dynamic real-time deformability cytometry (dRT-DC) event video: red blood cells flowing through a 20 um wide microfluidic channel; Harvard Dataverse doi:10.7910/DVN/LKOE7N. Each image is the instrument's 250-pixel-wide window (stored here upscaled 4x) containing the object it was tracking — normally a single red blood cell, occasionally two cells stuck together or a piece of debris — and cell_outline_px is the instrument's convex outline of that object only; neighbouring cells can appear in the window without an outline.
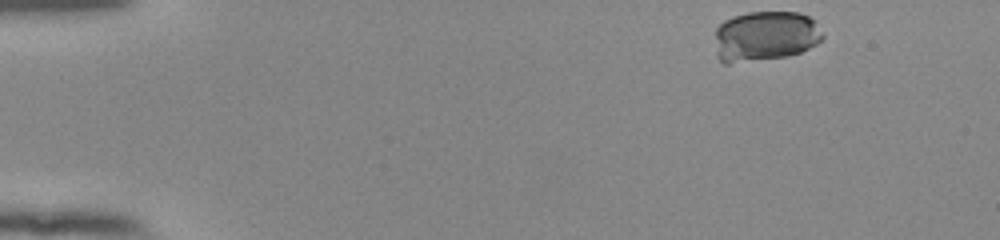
{"species": "human", "species_latin": "Homo sapiens", "temperature_condition": "room temperature", "stored_images_in_passage": 48, "camera_frame_rate_fps": 3000, "um_per_image_px": 0.085, "donor": {"sex": "female"}, "frame": {"image": 1, "passage_image": 1, "time_ms": 0.0, "image_size_px": [1000, 240], "cell_outline_px": [[824, 36], [816, 44], [800, 52], [788, 56], [728, 64], [724, 64], [720, 60], [716, 52], [716, 28], [724, 20], [732, 16], [748, 12], [796, 12], [808, 16], [812, 20]], "centroid_in_image_um": [65.0, 3.07], "position_along_channel_um": 20.0, "area_um2": 31.44}}
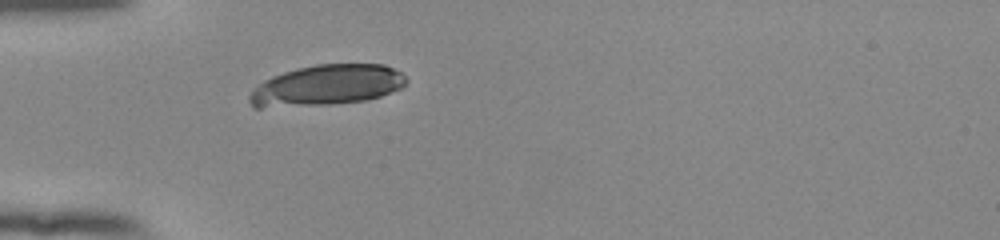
{"frame": {"image": 2, "passage_image": 12, "time_ms": 3.667, "image_size_px": [1000, 240], "cell_outline_px": [[408, 80], [400, 88], [380, 96], [368, 100], [332, 104], [260, 108], [252, 108], [248, 100], [248, 96], [252, 88], [264, 80], [272, 76], [284, 72], [316, 64], [384, 64], [400, 72]], "centroid_in_image_um": [27.71, 7.26], "position_along_channel_um": 57.3, "area_um2": 37.28}}
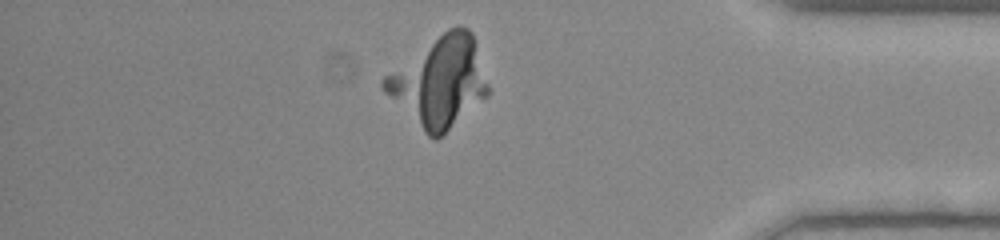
{"frame": {"image": 3, "passage_image": 41, "time_ms": 13.333, "image_size_px": [1000, 240], "cell_outline_px": [[488, 96], [436, 140], [432, 140], [380, 88], [380, 80], [384, 76], [448, 28], [460, 24], [468, 28], [472, 32], [488, 84]], "centroid_in_image_um": [37.34, 6.96], "position_along_channel_um": 397.9, "area_um2": 53.58}}